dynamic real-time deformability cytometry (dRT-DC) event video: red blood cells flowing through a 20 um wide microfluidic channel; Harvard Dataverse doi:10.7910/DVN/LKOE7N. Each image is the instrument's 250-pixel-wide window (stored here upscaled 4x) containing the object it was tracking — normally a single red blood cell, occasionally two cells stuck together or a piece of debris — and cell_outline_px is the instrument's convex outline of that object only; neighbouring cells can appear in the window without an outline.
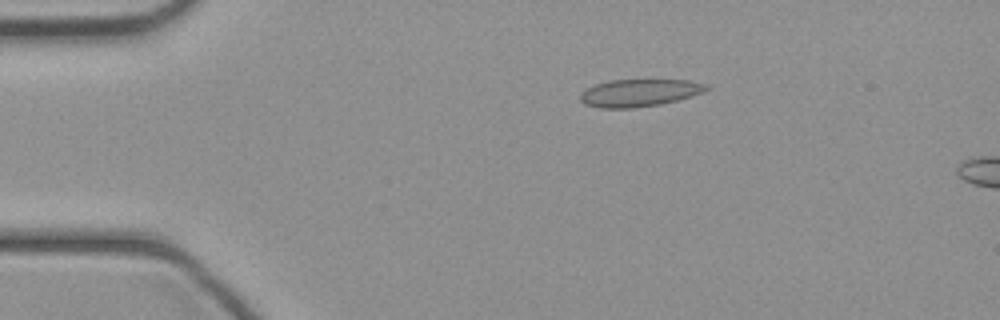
{"species": "common noctule bat (a hibernating species)", "species_latin": "Nyctalus noctula", "temperature_condition": "cold", "stored_images_in_passage": 44, "camera_frame_rate_fps": 3000, "um_per_image_px": 0.085, "animal": {"sex": "female", "body_mass_g": 21.9}, "frame": {"image": 1, "passage_image": 8, "time_ms": 2.333, "image_size_px": [1000, 320], "cell_outline_px": [[712, 88], [704, 92], [692, 96], [660, 104], [632, 108], [600, 108], [584, 104], [580, 100], [580, 92], [596, 84], [608, 80], [688, 80], [708, 84]], "centroid_in_image_um": [54.36, 7.89], "position_along_channel_um": 30.6, "area_um2": 20.23}}
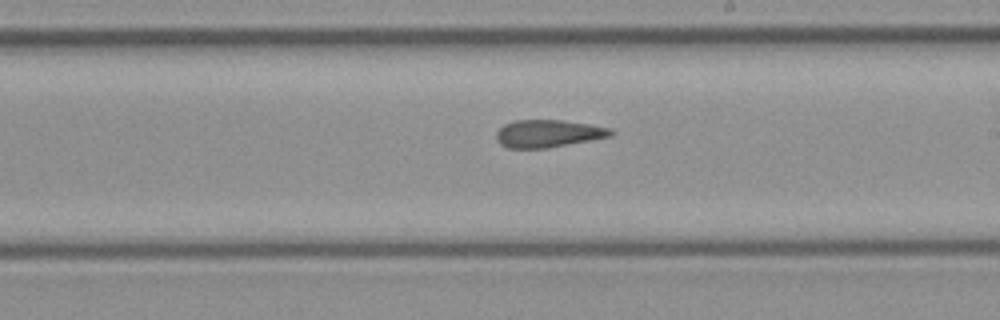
{"frame": {"image": 2, "passage_image": 25, "time_ms": 8.0, "image_size_px": [1000, 320], "cell_outline_px": [[616, 132], [612, 136], [592, 140], [548, 148], [508, 148], [500, 144], [496, 140], [496, 132], [504, 124], [516, 120], [560, 120], [588, 124], [612, 128]], "centroid_in_image_um": [46.61, 11.35], "position_along_channel_um": 242.4, "area_um2": 18.5}}
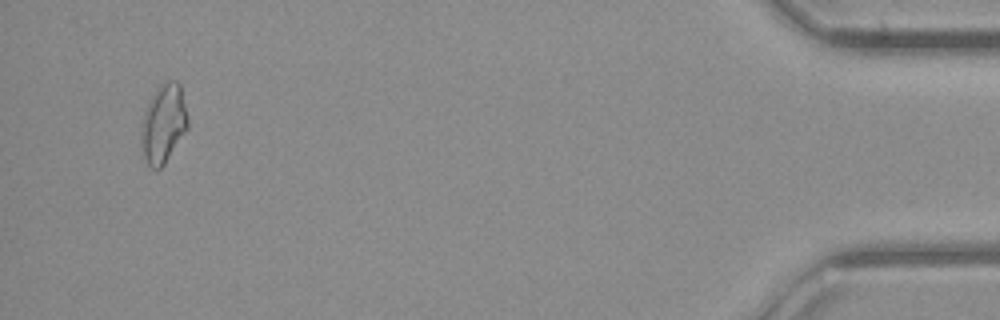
{"frame": {"image": 3, "passage_image": 42, "time_ms": 13.667, "image_size_px": [1000, 320], "cell_outline_px": [[188, 128], [164, 164], [160, 168], [152, 168], [148, 164], [144, 156], [140, 140], [140, 124], [144, 112], [156, 88], [160, 84], [168, 80], [176, 80], [180, 84], [188, 120]], "centroid_in_image_um": [13.88, 10.49], "position_along_channel_um": 421.3, "area_um2": 21.33}}